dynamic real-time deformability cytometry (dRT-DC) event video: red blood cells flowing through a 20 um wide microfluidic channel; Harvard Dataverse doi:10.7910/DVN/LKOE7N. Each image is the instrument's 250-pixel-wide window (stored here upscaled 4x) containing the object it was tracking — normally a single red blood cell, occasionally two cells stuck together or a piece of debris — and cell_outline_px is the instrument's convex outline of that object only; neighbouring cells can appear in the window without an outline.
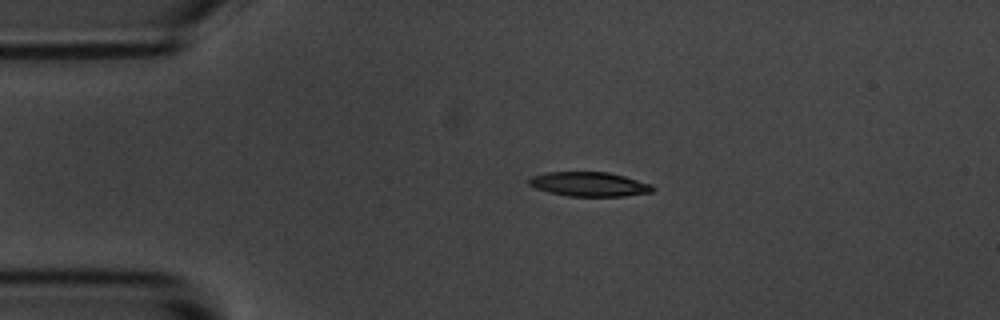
{"species": "common noctule bat (a hibernating species)", "species_latin": "Nyctalus noctula", "temperature_condition": "room temperature", "stored_images_in_passage": 4, "camera_frame_rate_fps": 3000, "um_per_image_px": 0.085, "animal": {"sex": "male", "body_mass_g": 20.1, "forearm_length_mm": 53.5}, "frame": {"image": 1, "passage_image": 2, "time_ms": 1.333, "image_size_px": [1000, 320], "cell_outline_px": [[656, 188], [652, 192], [624, 196], [568, 196], [548, 192], [536, 188], [528, 184], [528, 180], [532, 176], [548, 172], [608, 172], [624, 176], [652, 184]], "centroid_in_image_um": [50.1, 15.66], "position_along_channel_um": 34.9, "area_um2": 17.57}}
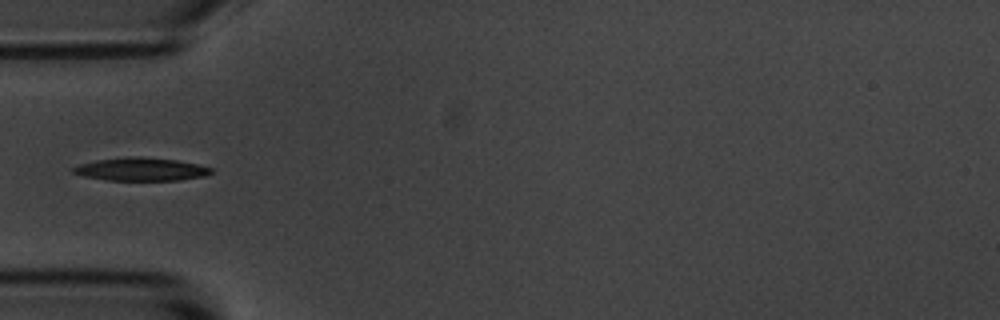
{"frame": {"image": 2, "passage_image": 4, "time_ms": 3.333, "image_size_px": [1000, 320], "cell_outline_px": [[212, 172], [204, 176], [180, 180], [104, 180], [84, 176], [72, 172], [72, 168], [80, 164], [100, 160], [176, 160], [196, 164], [212, 168]], "centroid_in_image_um": [12.01, 14.45], "position_along_channel_um": 73.0, "area_um2": 17.11}}